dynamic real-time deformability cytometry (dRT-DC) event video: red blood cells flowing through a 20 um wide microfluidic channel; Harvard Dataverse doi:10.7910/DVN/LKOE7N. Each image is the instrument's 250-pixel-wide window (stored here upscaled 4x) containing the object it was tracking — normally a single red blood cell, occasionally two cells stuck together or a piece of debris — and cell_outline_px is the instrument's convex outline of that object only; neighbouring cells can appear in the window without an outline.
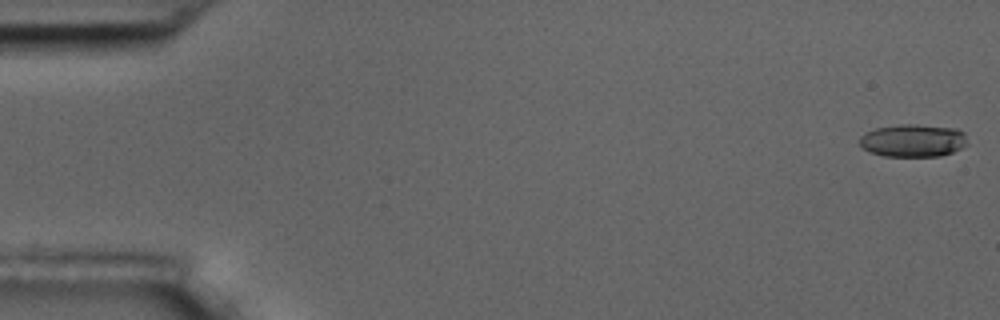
{"species": "common noctule bat (a hibernating species)", "species_latin": "Nyctalus noctula", "temperature_condition": "room temperature", "stored_images_in_passage": 56, "camera_frame_rate_fps": 3000, "um_per_image_px": 0.085, "animal": {"sex": "male", "body_mass_g": 17.5, "forearm_length_mm": 52.3}, "frame": {"image": 1, "passage_image": 1, "time_ms": 0.0, "image_size_px": [1000, 320], "cell_outline_px": [[968, 144], [952, 152], [940, 156], [884, 156], [868, 152], [860, 144], [860, 136], [864, 132], [876, 128], [900, 124], [916, 124], [956, 128], [964, 132]], "centroid_in_image_um": [77.6, 11.94], "position_along_channel_um": 7.4, "area_um2": 20.69}}
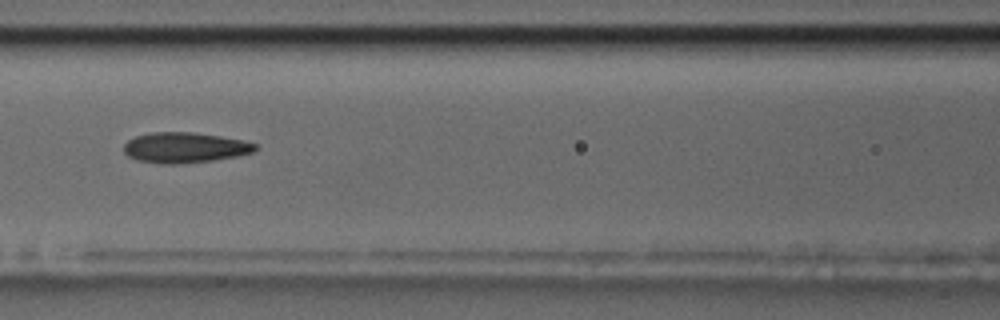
{"frame": {"image": 2, "passage_image": 25, "time_ms": 8.0, "image_size_px": [1000, 320], "cell_outline_px": [[256, 148], [252, 152], [236, 156], [212, 160], [176, 164], [164, 164], [136, 160], [128, 156], [124, 152], [124, 144], [128, 140], [136, 136], [152, 132], [196, 132], [244, 140], [256, 144]], "centroid_in_image_um": [15.68, 12.54], "position_along_channel_um": 150.9, "area_um2": 23.24}}
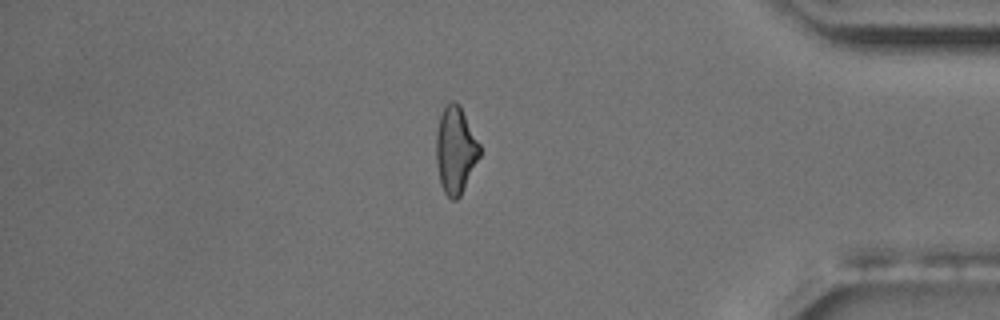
{"frame": {"image": 3, "passage_image": 48, "time_ms": 15.667, "image_size_px": [1000, 320], "cell_outline_px": [[480, 156], [460, 196], [456, 200], [452, 200], [444, 192], [440, 184], [436, 164], [436, 132], [440, 116], [444, 108], [452, 100], [456, 100], [460, 104], [480, 144]], "centroid_in_image_um": [38.71, 12.75], "position_along_channel_um": 396.5, "area_um2": 22.14}, "authors_computed_cell_mechanics": {"area_um2": 22.542, "velocity_mm_per_s": 3.6054, "shape_relaxation_time_tau1_ms": 6.0956, "shape_relaxation_time_tau2_ms": 3.7836, "deformation_change_tau1": 0.1622, "deformation_change_tau2": 0.1297}}